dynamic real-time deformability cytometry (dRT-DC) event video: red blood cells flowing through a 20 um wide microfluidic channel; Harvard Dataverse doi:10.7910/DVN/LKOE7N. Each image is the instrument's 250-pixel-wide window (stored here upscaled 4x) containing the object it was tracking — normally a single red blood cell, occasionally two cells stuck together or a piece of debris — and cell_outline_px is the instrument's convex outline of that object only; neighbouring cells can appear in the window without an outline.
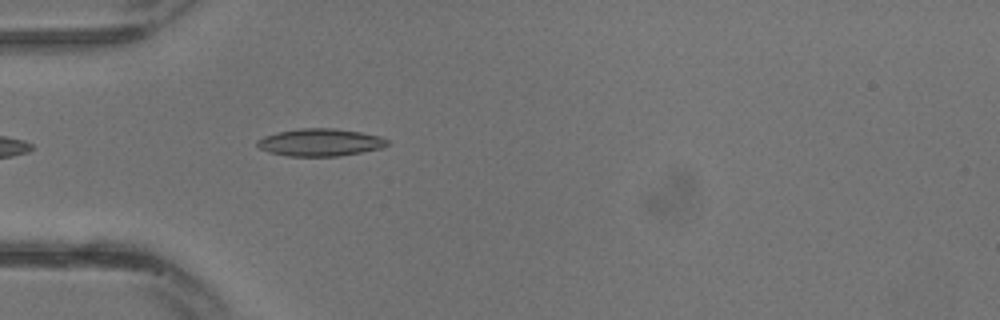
{"species": "common noctule bat (a hibernating species)", "species_latin": "Nyctalus noctula", "temperature_condition": "warm", "stored_images_in_passage": 7, "camera_frame_rate_fps": 3000, "um_per_image_px": 0.085, "animal": {"sex": "male", "body_mass_g": 13.3}, "frame": {"image": 1, "passage_image": 5, "time_ms": 1.333, "image_size_px": [1000, 320], "cell_outline_px": [[388, 144], [380, 148], [340, 156], [288, 156], [268, 152], [260, 148], [256, 144], [256, 140], [264, 136], [280, 132], [300, 128], [336, 128], [360, 132], [380, 136], [388, 140]], "centroid_in_image_um": [27.19, 12.1], "position_along_channel_um": 57.8, "area_um2": 20.69}}
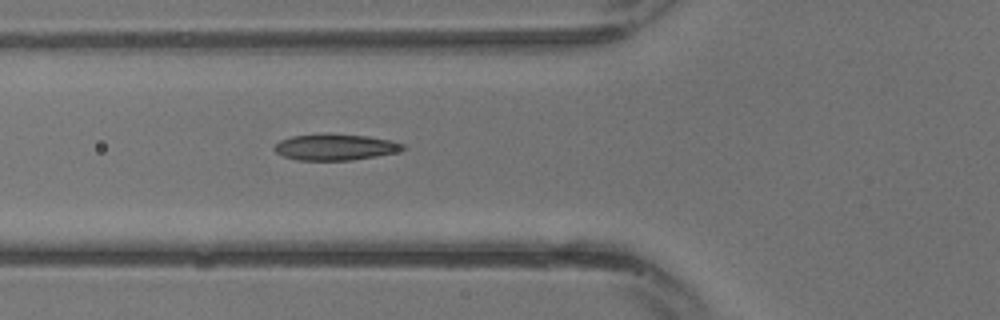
{"frame": {"image": 2, "passage_image": 7, "time_ms": 2.0, "image_size_px": [1000, 320], "cell_outline_px": [[404, 148], [396, 152], [376, 156], [352, 160], [296, 160], [284, 156], [276, 152], [272, 148], [280, 140], [292, 136], [368, 136], [392, 140], [404, 144]], "centroid_in_image_um": [28.5, 12.54], "position_along_channel_um": 97.3, "area_um2": 18.79}}